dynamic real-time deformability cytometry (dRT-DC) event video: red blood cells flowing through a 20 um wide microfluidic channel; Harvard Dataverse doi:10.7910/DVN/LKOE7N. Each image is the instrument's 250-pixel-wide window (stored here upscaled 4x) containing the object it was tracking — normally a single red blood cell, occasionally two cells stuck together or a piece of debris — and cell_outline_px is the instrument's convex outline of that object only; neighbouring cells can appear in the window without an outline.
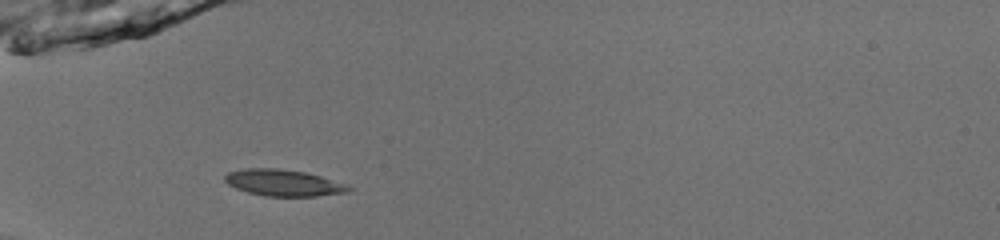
{"species": "common noctule bat (a hibernating species)", "species_latin": "Nyctalus noctula", "temperature_condition": "room temperature", "stored_images_in_passage": 35, "camera_frame_rate_fps": 3000, "um_per_image_px": 0.085, "animal": {"sex": "male", "body_mass_g": 13.0, "forearm_length_mm": 53.1}, "frame": {"image": 1, "passage_image": 1, "time_ms": 0.0, "image_size_px": [1000, 240], "cell_outline_px": [[352, 188], [348, 192], [316, 196], [264, 196], [248, 192], [236, 188], [228, 184], [224, 180], [224, 176], [228, 172], [244, 168], [276, 168], [304, 172], [320, 176], [344, 184]], "centroid_in_image_um": [24.04, 15.54], "position_along_channel_um": 61.0, "area_um2": 18.9}}
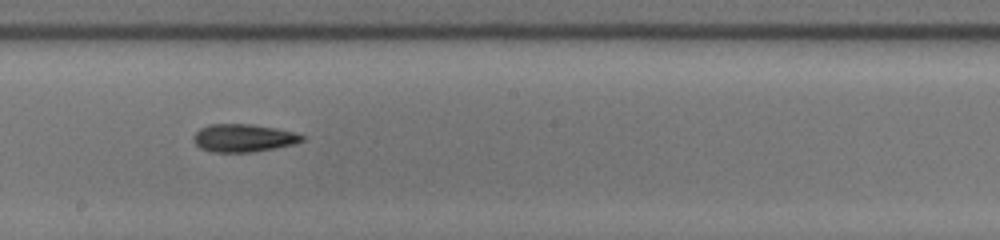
{"frame": {"image": 2, "passage_image": 14, "time_ms": 4.333, "image_size_px": [1000, 240], "cell_outline_px": [[304, 140], [292, 144], [276, 148], [256, 152], [212, 152], [200, 148], [192, 140], [192, 136], [200, 128], [208, 124], [252, 124], [276, 128], [292, 132], [304, 136]], "centroid_in_image_um": [20.65, 11.73], "position_along_channel_um": 227.6, "area_um2": 17.69}}
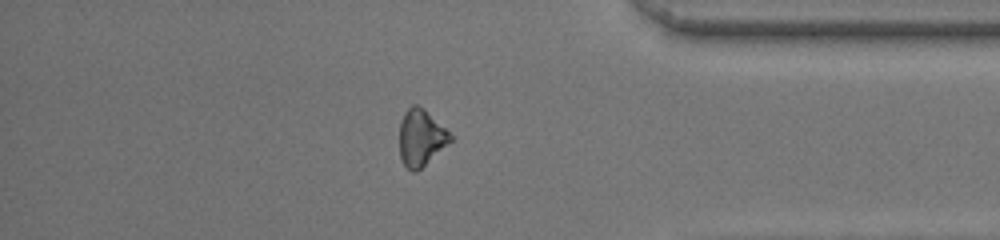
{"frame": {"image": 3, "passage_image": 28, "time_ms": 9.0, "image_size_px": [1000, 240], "cell_outline_px": [[452, 140], [416, 172], [412, 172], [404, 164], [400, 156], [400, 120], [404, 112], [412, 104], [416, 104], [424, 108], [452, 136]], "centroid_in_image_um": [35.75, 11.68], "position_along_channel_um": 399.4, "area_um2": 16.47}, "authors_computed_cell_mechanics": {"area_um2": 17.2822, "velocity_mm_per_s": 4.0013, "shape_relaxation_time_tau1_ms": 2.567, "shape_relaxation_time_tau2_ms": 6.0899, "deformation_change_tau1": 0.0909, "deformation_change_tau2": 0.1462}}